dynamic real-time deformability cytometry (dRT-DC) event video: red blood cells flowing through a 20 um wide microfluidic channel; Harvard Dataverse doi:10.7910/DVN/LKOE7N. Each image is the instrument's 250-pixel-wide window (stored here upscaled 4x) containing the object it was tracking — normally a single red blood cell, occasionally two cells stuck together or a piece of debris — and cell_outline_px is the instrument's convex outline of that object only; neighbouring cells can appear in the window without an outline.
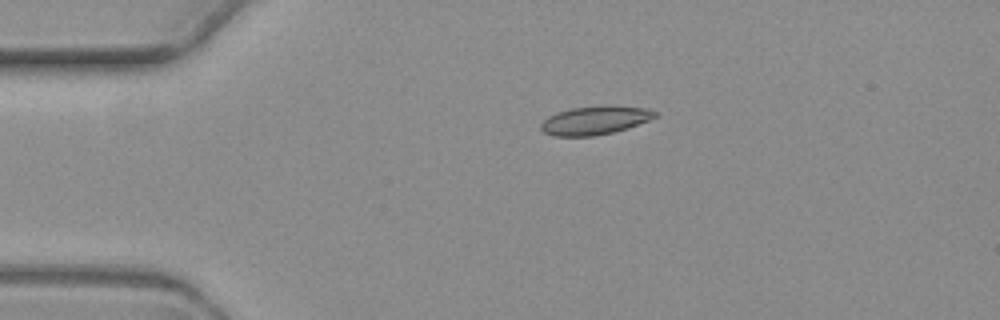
{"species": "common noctule bat (a hibernating species)", "species_latin": "Nyctalus noctula", "temperature_condition": "warm", "stored_images_in_passage": 4, "camera_frame_rate_fps": 3000, "um_per_image_px": 0.085, "animal": {"sex": "female", "body_mass_g": 19.3, "forearm_length_mm": 54.1}, "frame": {"image": 1, "passage_image": 4, "time_ms": 6.333, "image_size_px": [1000, 320], "cell_outline_px": [[656, 116], [648, 120], [628, 128], [612, 132], [592, 136], [552, 136], [544, 132], [540, 128], [540, 124], [548, 116], [556, 112], [572, 108], [604, 104], [648, 108], [656, 112]], "centroid_in_image_um": [50.55, 10.21], "position_along_channel_um": 34.4, "area_um2": 19.13}}